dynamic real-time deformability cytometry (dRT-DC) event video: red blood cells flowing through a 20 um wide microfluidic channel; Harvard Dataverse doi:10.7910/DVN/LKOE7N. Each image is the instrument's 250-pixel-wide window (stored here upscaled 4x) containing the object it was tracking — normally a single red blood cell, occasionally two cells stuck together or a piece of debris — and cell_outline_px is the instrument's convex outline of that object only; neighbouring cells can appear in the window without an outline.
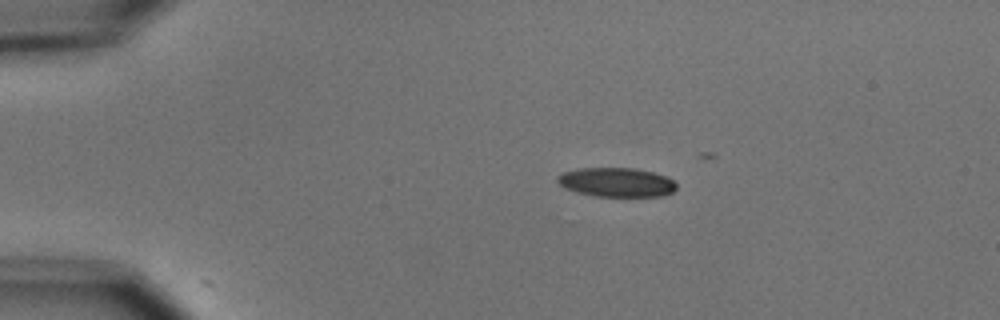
{"species": "common noctule bat (a hibernating species)", "species_latin": "Nyctalus noctula", "temperature_condition": "cold", "stored_images_in_passage": 6, "camera_frame_rate_fps": 3000, "um_per_image_px": 0.085, "animal": {"sex": "male", "body_mass_g": 15.6}, "frame": {"image": 1, "passage_image": 3, "time_ms": 2.333, "image_size_px": [1000, 320], "cell_outline_px": [[676, 188], [672, 192], [664, 196], [596, 196], [576, 192], [564, 188], [556, 180], [556, 176], [564, 172], [580, 168], [632, 168], [652, 172], [668, 176], [676, 184]], "centroid_in_image_um": [52.4, 15.49], "position_along_channel_um": 32.6, "area_um2": 20.23}}
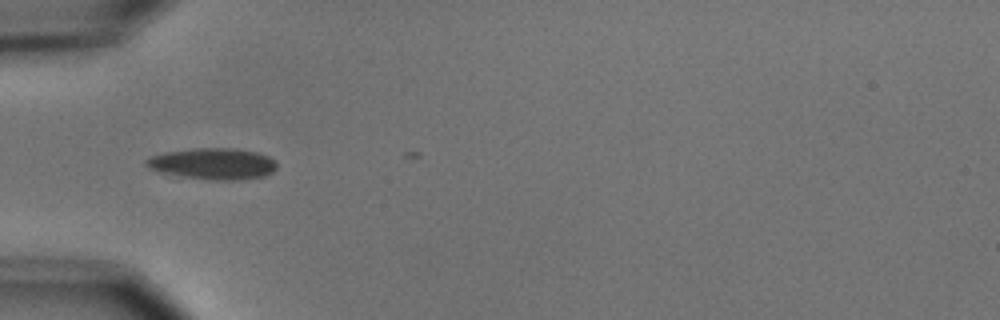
{"frame": {"image": 2, "passage_image": 5, "time_ms": 4.667, "image_size_px": [1000, 320], "cell_outline_px": [[276, 168], [272, 172], [264, 176], [236, 180], [212, 180], [184, 176], [160, 172], [148, 168], [144, 164], [144, 160], [152, 156], [164, 152], [192, 148], [236, 148], [256, 152], [268, 156], [276, 160]], "centroid_in_image_um": [18.1, 13.91], "position_along_channel_um": 66.9, "area_um2": 23.87}}
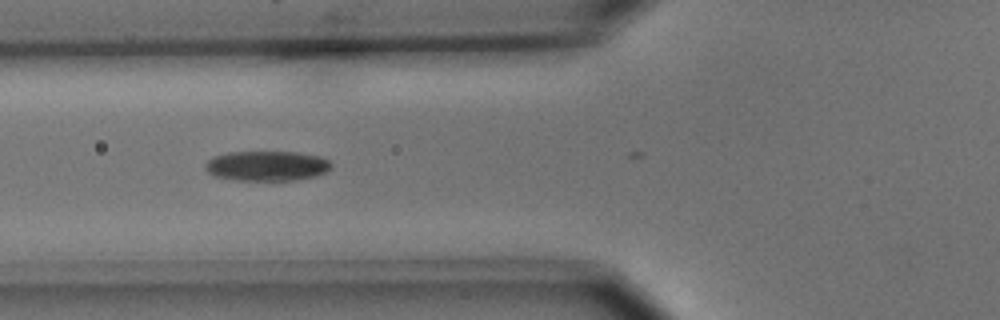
{"frame": {"image": 3, "passage_image": 6, "time_ms": 5.667, "image_size_px": [1000, 320], "cell_outline_px": [[332, 164], [328, 172], [316, 176], [300, 180], [236, 180], [212, 176], [204, 168], [204, 164], [212, 156], [228, 152], [296, 152], [320, 156], [328, 160]], "centroid_in_image_um": [22.67, 14.1], "position_along_channel_um": 103.1, "area_um2": 22.31}}